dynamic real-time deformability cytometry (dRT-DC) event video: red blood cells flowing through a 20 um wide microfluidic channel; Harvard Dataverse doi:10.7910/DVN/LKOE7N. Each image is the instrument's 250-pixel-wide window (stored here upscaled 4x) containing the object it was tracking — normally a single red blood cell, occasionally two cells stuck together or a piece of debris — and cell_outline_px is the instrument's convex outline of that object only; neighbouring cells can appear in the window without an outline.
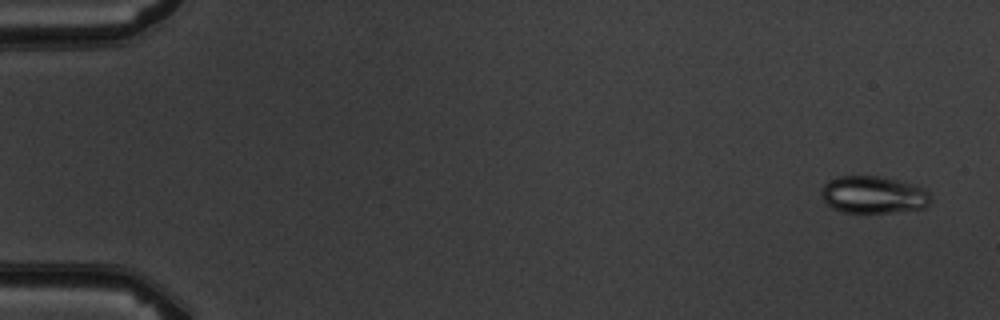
{"species": "common noctule bat (a hibernating species)", "species_latin": "Nyctalus noctula", "temperature_condition": "warm", "stored_images_in_passage": 6, "segment_of_instrument_passage": [2, 2], "camera_frame_rate_fps": 3000, "um_per_image_px": 0.085, "animal": {"sex": "male", "body_mass_g": 19.5, "forearm_length_mm": 54.6}, "frame": {"image": 1, "passage_image": 6, "time_ms": 6.333, "image_size_px": [1000, 320], "cell_outline_px": [[932, 200], [924, 208], [892, 212], [840, 212], [832, 208], [824, 200], [820, 192], [824, 184], [828, 180], [836, 176], [876, 176], [896, 180], [912, 184], [928, 192]], "centroid_in_image_um": [74.19, 16.55], "position_along_channel_um": 10.8, "area_um2": 23.58}}